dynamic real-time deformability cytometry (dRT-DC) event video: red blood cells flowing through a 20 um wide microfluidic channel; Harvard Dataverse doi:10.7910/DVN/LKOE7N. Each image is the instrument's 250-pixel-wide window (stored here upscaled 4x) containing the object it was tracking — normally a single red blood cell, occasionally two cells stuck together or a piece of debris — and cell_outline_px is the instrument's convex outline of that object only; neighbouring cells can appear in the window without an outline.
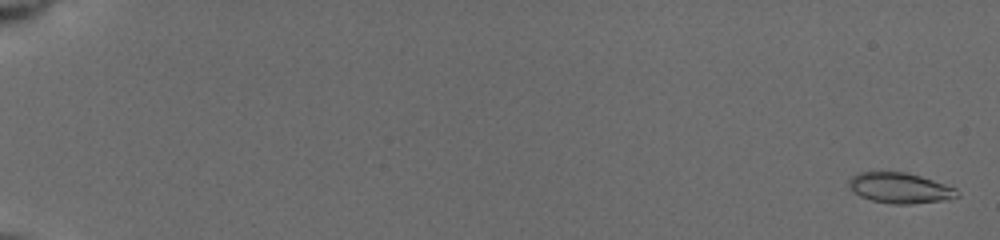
{"species": "common noctule bat (a hibernating species)", "species_latin": "Nyctalus noctula", "temperature_condition": "cold", "stored_images_in_passage": 31, "camera_frame_rate_fps": 3000, "um_per_image_px": 0.085, "animal": {"sex": "female", "body_mass_g": 19.5, "forearm_length_mm": 54.1}, "frame": {"image": 1, "passage_image": 2, "time_ms": 0.333, "image_size_px": [1000, 240], "cell_outline_px": [[960, 196], [940, 200], [912, 204], [892, 204], [872, 200], [860, 196], [848, 184], [848, 180], [852, 176], [860, 172], [908, 172], [956, 188], [960, 192]], "centroid_in_image_um": [76.5, 15.97], "position_along_channel_um": 8.5, "area_um2": 19.02}}
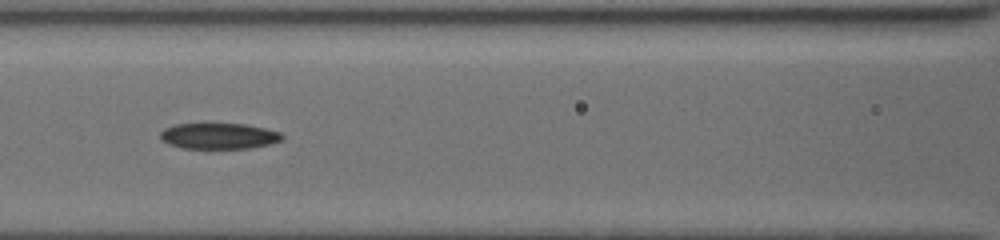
{"frame": {"image": 2, "passage_image": 23, "time_ms": 9.0, "image_size_px": [1000, 240], "cell_outline_px": [[284, 140], [268, 144], [248, 148], [208, 152], [184, 148], [168, 144], [160, 140], [160, 132], [164, 128], [176, 124], [248, 124], [280, 132], [284, 136]], "centroid_in_image_um": [18.57, 11.61], "position_along_channel_um": 148.0, "area_um2": 19.31}}
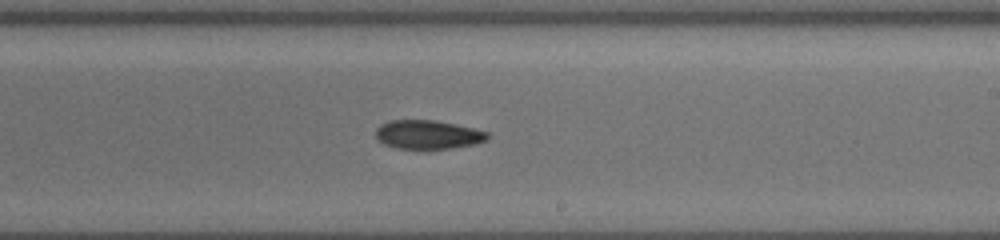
{"frame": {"image": 3, "passage_image": 31, "time_ms": 11.667, "image_size_px": [1000, 240], "cell_outline_px": [[488, 140], [476, 144], [452, 148], [396, 148], [384, 144], [376, 140], [376, 128], [380, 124], [388, 120], [436, 120], [456, 124], [488, 132]], "centroid_in_image_um": [36.35, 11.43], "position_along_channel_um": 252.6, "area_um2": 18.84}}